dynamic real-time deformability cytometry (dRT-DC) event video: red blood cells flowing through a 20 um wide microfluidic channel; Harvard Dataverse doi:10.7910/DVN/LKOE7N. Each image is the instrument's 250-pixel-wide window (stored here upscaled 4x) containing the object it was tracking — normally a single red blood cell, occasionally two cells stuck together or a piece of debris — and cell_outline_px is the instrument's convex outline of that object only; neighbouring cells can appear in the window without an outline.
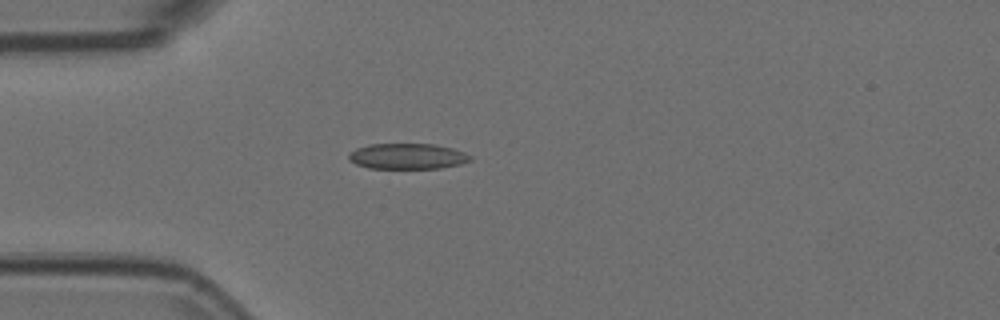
{"species": "Egyptian fruit bat (a non-hibernating species)", "species_latin": "Rousettus aegyptiacus", "temperature_condition": "room temperature", "stored_images_in_passage": 40, "camera_frame_rate_fps": 3000, "um_per_image_px": 0.085, "animal": {"sex": "female"}, "frame": {"image": 1, "passage_image": 1, "time_ms": 0.0, "image_size_px": [1000, 320], "cell_outline_px": [[472, 160], [460, 164], [440, 168], [368, 168], [356, 164], [348, 160], [348, 152], [356, 148], [368, 144], [432, 144], [452, 148], [464, 152], [472, 156]], "centroid_in_image_um": [34.6, 13.28], "position_along_channel_um": 50.4, "area_um2": 18.26}}
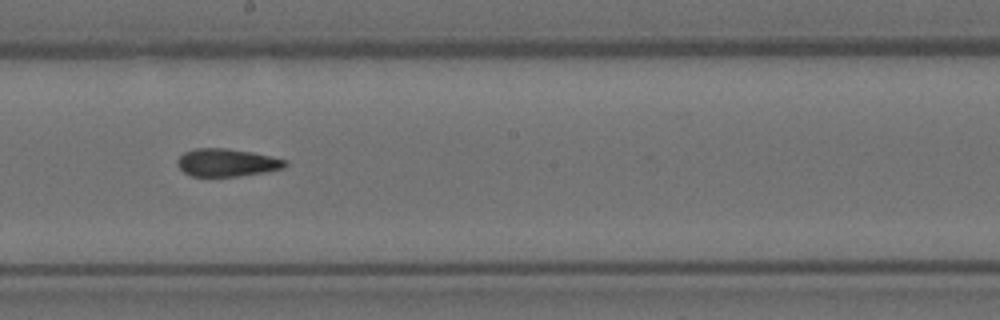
{"frame": {"image": 2, "passage_image": 16, "time_ms": 5.0, "image_size_px": [1000, 320], "cell_outline_px": [[288, 164], [284, 168], [264, 172], [236, 176], [192, 176], [184, 172], [176, 164], [176, 160], [184, 152], [196, 148], [224, 148], [252, 152], [288, 160]], "centroid_in_image_um": [19.28, 13.81], "position_along_channel_um": 228.9, "area_um2": 17.4}}
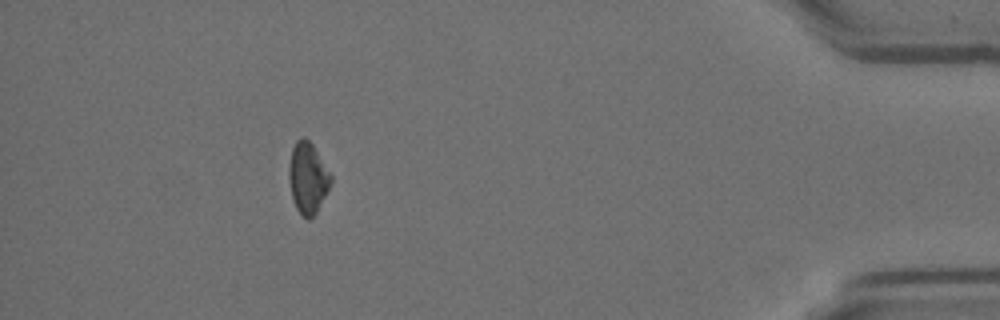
{"frame": {"image": 3, "passage_image": 35, "time_ms": 11.333, "image_size_px": [1000, 320], "cell_outline_px": [[332, 180], [316, 212], [308, 220], [300, 216], [292, 200], [288, 176], [288, 168], [292, 148], [296, 140], [300, 136], [304, 136], [312, 144], [332, 176]], "centroid_in_image_um": [26.12, 15.12], "position_along_channel_um": 409.1, "area_um2": 17.34}, "authors_computed_cell_mechanics": {"area_um2": 17.6001, "velocity_mm_per_s": 3.7549, "shape_relaxation_time_tau1_ms": null, "shape_relaxation_time_tau2_ms": 3.5109, "deformation_change_tau1": null, "deformation_change_tau2": 0.0905}}